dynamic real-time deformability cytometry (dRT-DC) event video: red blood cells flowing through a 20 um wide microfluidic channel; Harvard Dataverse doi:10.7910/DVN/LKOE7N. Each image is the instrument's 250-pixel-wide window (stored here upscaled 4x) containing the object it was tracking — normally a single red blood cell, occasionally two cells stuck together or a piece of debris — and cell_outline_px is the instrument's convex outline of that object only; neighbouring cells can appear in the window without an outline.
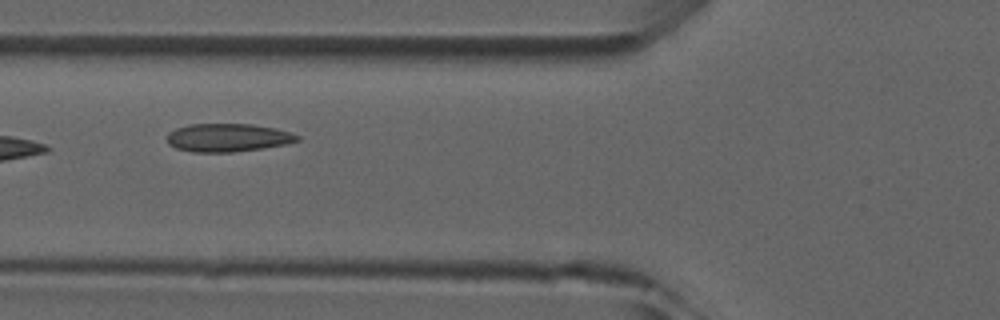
{"species": "common noctule bat (a hibernating species)", "species_latin": "Nyctalus noctula", "temperature_condition": "room temperature", "stored_images_in_passage": 6, "camera_frame_rate_fps": 3000, "um_per_image_px": 0.085, "animal": {"sex": "male", "forearm_length_mm": 52.5}, "frame": {"image": 1, "passage_image": 6, "time_ms": 5.667, "image_size_px": [1000, 320], "cell_outline_px": [[300, 140], [284, 144], [260, 148], [232, 152], [192, 152], [176, 148], [168, 144], [168, 132], [176, 128], [188, 124], [252, 124], [276, 128], [300, 136]], "centroid_in_image_um": [19.33, 11.69], "position_along_channel_um": 106.5, "area_um2": 21.27}}